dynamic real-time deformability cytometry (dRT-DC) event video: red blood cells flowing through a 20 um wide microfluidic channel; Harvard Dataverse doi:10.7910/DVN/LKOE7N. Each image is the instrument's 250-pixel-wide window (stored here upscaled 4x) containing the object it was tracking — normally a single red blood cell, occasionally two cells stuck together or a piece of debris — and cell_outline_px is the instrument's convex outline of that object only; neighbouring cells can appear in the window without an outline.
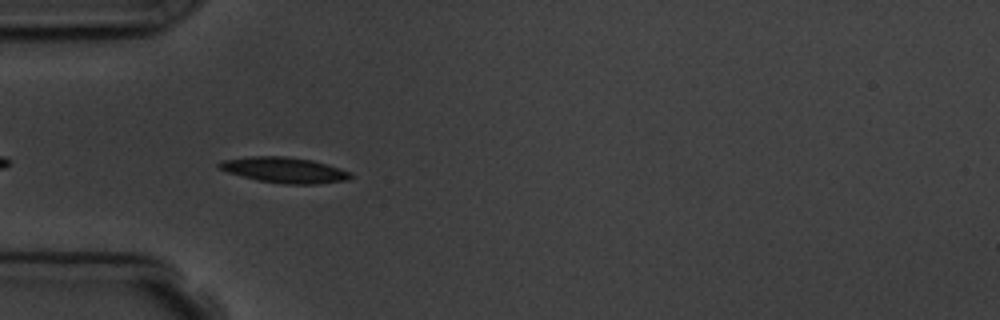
{"species": "common noctule bat (a hibernating species)", "species_latin": "Nyctalus noctula", "temperature_condition": "room temperature", "stored_images_in_passage": 6, "camera_frame_rate_fps": 3000, "um_per_image_px": 0.085, "animal": {"sex": "male", "body_mass_g": 19.5, "forearm_length_mm": 54.6}, "frame": {"image": 1, "passage_image": 5, "time_ms": 5.0, "image_size_px": [1000, 320], "cell_outline_px": [[352, 176], [348, 180], [316, 184], [284, 184], [256, 180], [228, 172], [216, 168], [216, 164], [220, 160], [252, 156], [284, 156], [312, 160], [340, 168], [352, 172]], "centroid_in_image_um": [24.14, 14.45], "position_along_channel_um": 60.9, "area_um2": 19.77}}